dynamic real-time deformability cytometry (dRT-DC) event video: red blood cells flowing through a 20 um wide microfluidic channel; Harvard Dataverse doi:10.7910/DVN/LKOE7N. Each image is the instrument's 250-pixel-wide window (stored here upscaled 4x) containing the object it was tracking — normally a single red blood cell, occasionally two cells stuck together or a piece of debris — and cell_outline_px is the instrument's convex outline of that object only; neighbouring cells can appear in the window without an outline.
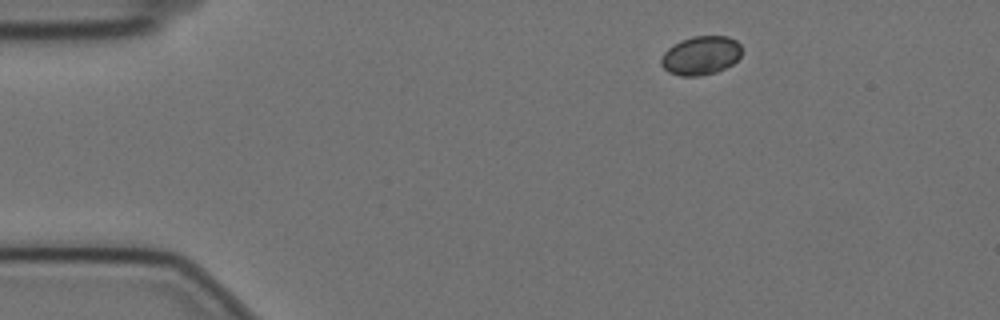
{"species": "Egyptian fruit bat (a non-hibernating species)", "species_latin": "Rousettus aegyptiacus", "temperature_condition": "cold", "stored_images_in_passage": 50, "camera_frame_rate_fps": 3000, "um_per_image_px": 0.085, "animal": {"sex": "female"}, "frame": {"image": 1, "passage_image": 1, "time_ms": 0.0, "image_size_px": [1000, 320], "cell_outline_px": [[740, 56], [732, 64], [716, 72], [700, 76], [680, 76], [668, 72], [660, 64], [660, 60], [664, 52], [668, 48], [680, 40], [692, 36], [728, 36], [736, 40], [740, 44]], "centroid_in_image_um": [59.54, 4.71], "position_along_channel_um": 25.5, "area_um2": 18.26}}
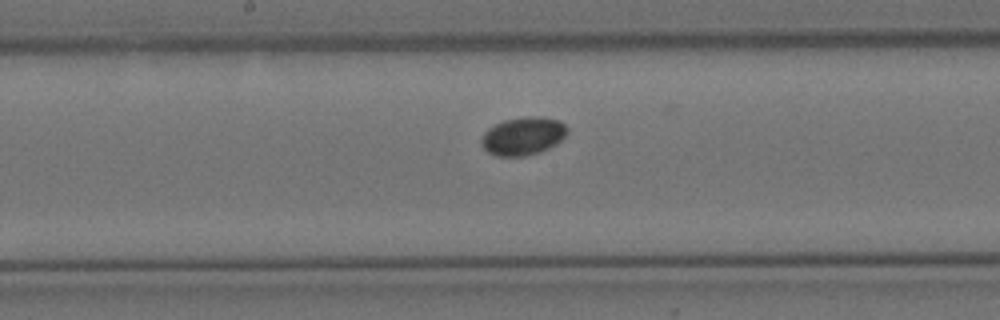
{"frame": {"image": 2, "passage_image": 22, "time_ms": 7.0, "image_size_px": [1000, 320], "cell_outline_px": [[568, 132], [556, 144], [540, 152], [524, 156], [496, 156], [488, 152], [480, 144], [480, 140], [484, 132], [488, 128], [504, 120], [528, 116], [536, 116], [560, 120], [568, 128]], "centroid_in_image_um": [44.45, 11.56], "position_along_channel_um": 203.8, "area_um2": 19.07}}
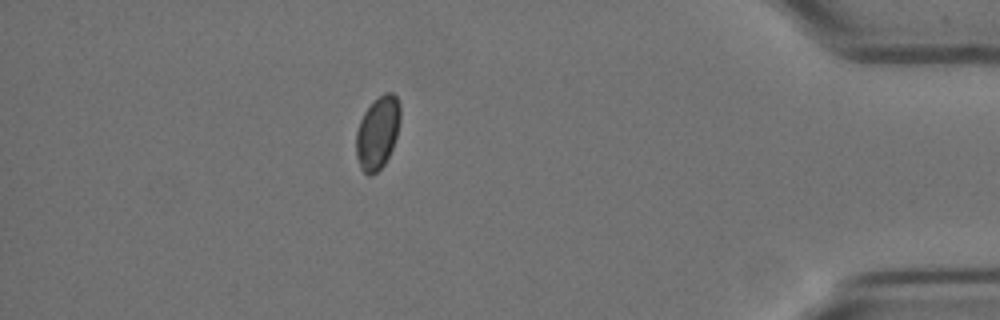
{"frame": {"image": 3, "passage_image": 43, "time_ms": 14.0, "image_size_px": [1000, 320], "cell_outline_px": [[400, 120], [396, 136], [392, 148], [384, 164], [376, 172], [368, 176], [360, 168], [356, 156], [356, 132], [360, 120], [364, 112], [384, 92], [392, 92], [396, 96], [400, 104]], "centroid_in_image_um": [32.09, 11.28], "position_along_channel_um": 403.1, "area_um2": 18.55}}